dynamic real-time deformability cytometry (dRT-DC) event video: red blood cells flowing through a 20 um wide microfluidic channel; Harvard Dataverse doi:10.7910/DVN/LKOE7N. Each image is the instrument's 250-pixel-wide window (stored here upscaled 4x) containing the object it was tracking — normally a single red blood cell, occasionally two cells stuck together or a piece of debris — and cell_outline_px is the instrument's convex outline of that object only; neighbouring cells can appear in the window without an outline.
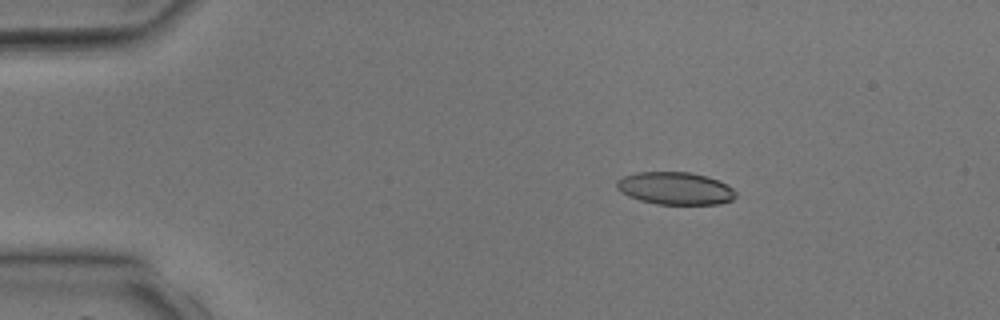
{"species": "common noctule bat (a hibernating species)", "species_latin": "Nyctalus noctula", "temperature_condition": "room temperature", "stored_images_in_passage": 39, "camera_frame_rate_fps": 3000, "um_per_image_px": 0.085, "animal": {"sex": "male", "body_mass_g": 17.9, "forearm_length_mm": 54.2}, "frame": {"image": 1, "passage_image": 6, "time_ms": 1.667, "image_size_px": [1000, 320], "cell_outline_px": [[736, 196], [732, 200], [720, 204], [656, 204], [640, 200], [628, 196], [620, 192], [616, 188], [616, 180], [624, 176], [636, 172], [688, 172], [708, 176], [732, 188], [736, 192]], "centroid_in_image_um": [57.36, 16.01], "position_along_channel_um": 27.6, "area_um2": 22.6}}
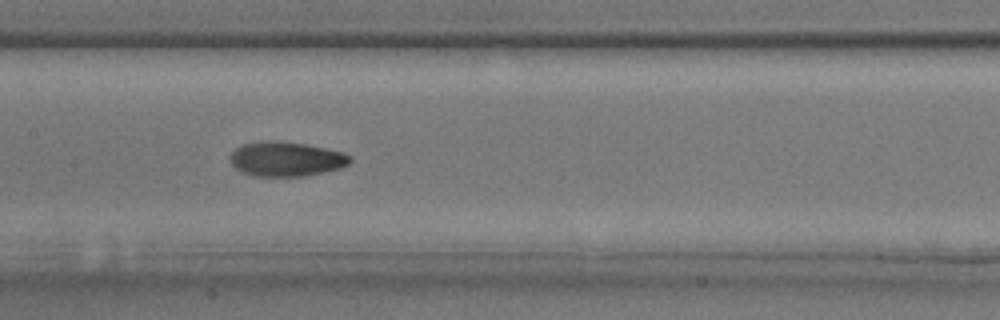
{"frame": {"image": 2, "passage_image": 19, "time_ms": 6.0, "image_size_px": [1000, 320], "cell_outline_px": [[352, 160], [348, 164], [340, 168], [304, 176], [256, 176], [244, 172], [236, 168], [232, 164], [232, 152], [236, 148], [244, 144], [264, 140], [276, 140], [304, 144], [344, 152], [352, 156]], "centroid_in_image_um": [24.36, 13.51], "position_along_channel_um": 183.0, "area_um2": 23.93}}
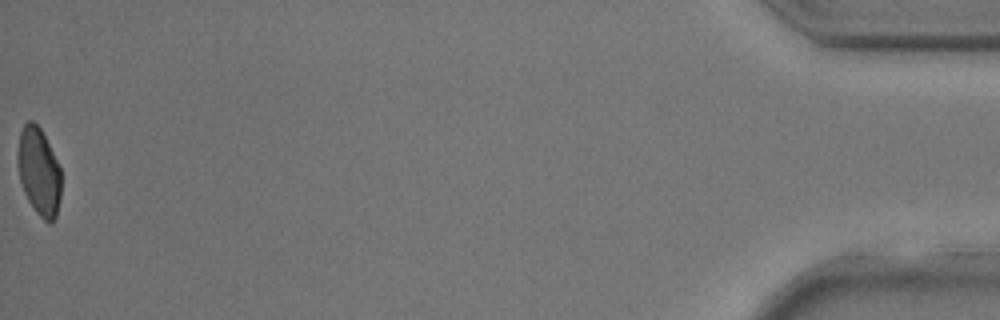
{"frame": {"image": 3, "passage_image": 39, "time_ms": 12.667, "image_size_px": [1000, 320], "cell_outline_px": [[60, 200], [56, 216], [52, 224], [48, 224], [36, 212], [28, 200], [24, 192], [20, 180], [16, 160], [16, 152], [20, 132], [24, 124], [28, 120], [32, 120], [40, 128], [60, 168]], "centroid_in_image_um": [3.28, 14.6], "position_along_channel_um": 431.9, "area_um2": 22.25}}